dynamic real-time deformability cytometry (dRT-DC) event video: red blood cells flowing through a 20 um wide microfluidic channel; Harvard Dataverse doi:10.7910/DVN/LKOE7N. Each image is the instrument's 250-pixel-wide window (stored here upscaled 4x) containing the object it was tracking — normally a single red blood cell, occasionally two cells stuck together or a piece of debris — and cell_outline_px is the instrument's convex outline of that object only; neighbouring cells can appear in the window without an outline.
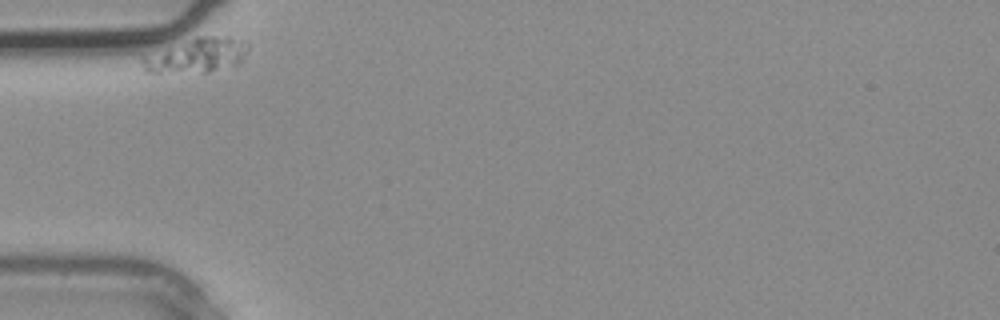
{"species": "common noctule bat (a hibernating species)", "species_latin": "Nyctalus noctula", "temperature_condition": "warm", "stored_images_in_passage": 3, "camera_frame_rate_fps": 3000, "um_per_image_px": 0.085, "animal": {"sex": "male", "body_mass_g": 20.4}, "frame": {"image": 1, "passage_image": 1, "time_ms": 0.0, "image_size_px": [1000, 320], "cell_outline_px": [[248, 52], [244, 60], [240, 64], [208, 72], [148, 72], [144, 68], [140, 56], [196, 36], [228, 36], [248, 44]], "centroid_in_image_um": [16.74, 4.7], "position_along_channel_um": 68.3, "area_um2": 21.44}}
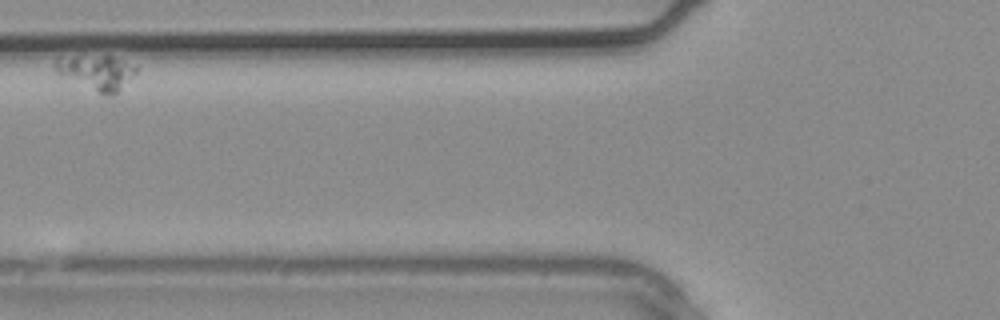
{"frame": {"image": 2, "passage_image": 2, "time_ms": 0.333, "image_size_px": [1000, 320], "cell_outline_px": [[136, 72], [120, 92], [112, 96], [108, 96], [96, 92], [60, 76], [52, 68], [52, 64], [56, 60], [104, 56], [108, 56], [136, 64]], "centroid_in_image_um": [8.25, 6.22], "position_along_channel_um": 117.6, "area_um2": 16.18}}
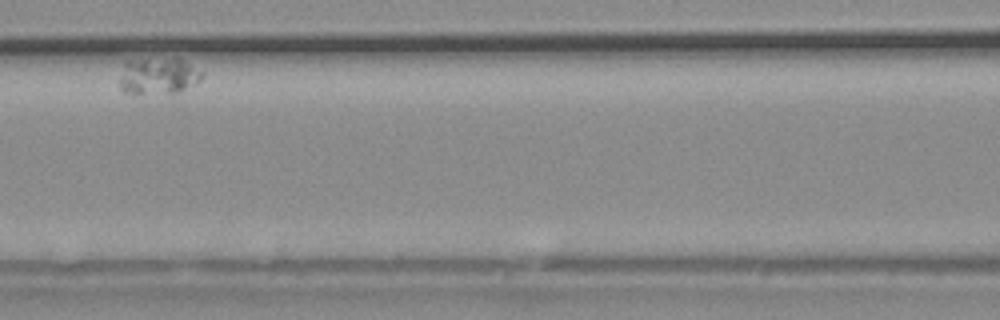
{"frame": {"image": 3, "passage_image": 3, "time_ms": 0.667, "image_size_px": [1000, 320], "cell_outline_px": [[204, 76], [196, 84], [180, 92], [132, 96], [124, 92], [120, 88], [120, 76], [124, 64], [128, 60], [176, 56], [204, 72]], "centroid_in_image_um": [13.45, 6.47], "position_along_channel_um": 153.1, "area_um2": 18.55}}